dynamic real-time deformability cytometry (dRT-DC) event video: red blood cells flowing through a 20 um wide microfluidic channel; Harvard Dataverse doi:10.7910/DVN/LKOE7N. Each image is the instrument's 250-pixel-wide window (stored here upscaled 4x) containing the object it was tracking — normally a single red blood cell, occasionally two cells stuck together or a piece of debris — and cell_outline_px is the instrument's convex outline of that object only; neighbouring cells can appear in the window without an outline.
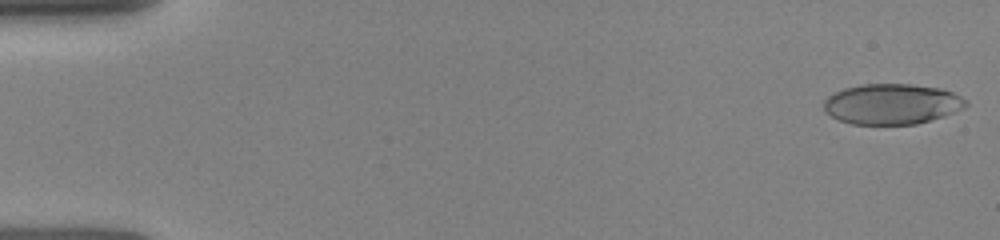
{"species": "human", "species_latin": "Homo sapiens", "temperature_condition": "room temperature", "stored_images_in_passage": 32, "camera_frame_rate_fps": 3000, "um_per_image_px": 0.085, "donor": {"sex": "female"}, "frame": {"image": 1, "passage_image": 1, "time_ms": 0.0, "image_size_px": [1000, 240], "cell_outline_px": [[968, 104], [964, 108], [944, 116], [916, 124], [852, 124], [840, 120], [824, 112], [824, 100], [828, 96], [844, 88], [860, 84], [912, 84], [940, 88], [952, 92], [968, 100]], "centroid_in_image_um": [75.82, 8.84], "position_along_channel_um": 9.2, "area_um2": 33.58}}
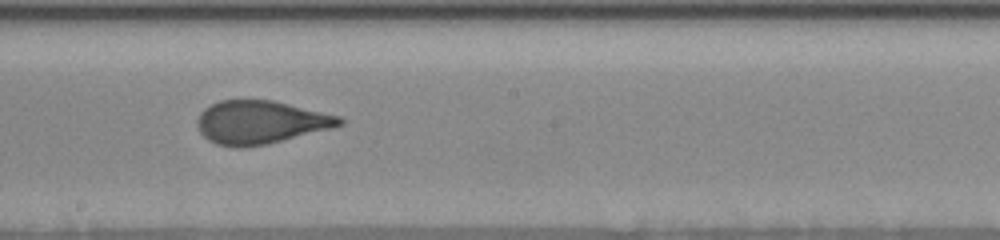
{"frame": {"image": 2, "passage_image": 17, "time_ms": 8.667, "image_size_px": [1000, 240], "cell_outline_px": [[344, 124], [332, 128], [268, 144], [240, 148], [232, 148], [216, 144], [208, 140], [200, 132], [196, 124], [196, 120], [200, 112], [204, 108], [220, 100], [272, 100], [340, 116], [344, 120]], "centroid_in_image_um": [22.11, 10.4], "position_along_channel_um": 226.1, "area_um2": 35.95}}
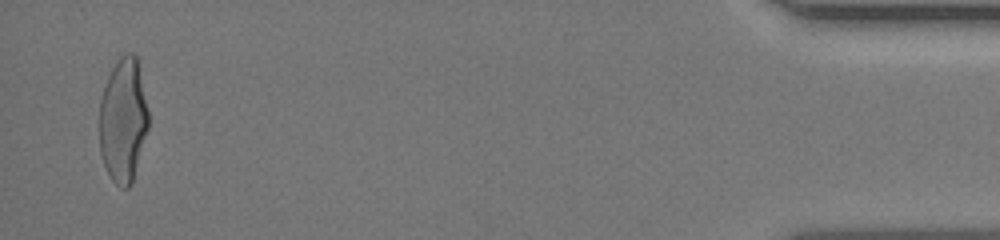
{"frame": {"image": 3, "passage_image": 32, "time_ms": 15.333, "image_size_px": [1000, 240], "cell_outline_px": [[148, 128], [132, 184], [128, 188], [120, 188], [112, 180], [104, 164], [100, 152], [100, 100], [108, 76], [116, 60], [124, 52], [132, 52], [136, 56], [148, 112]], "centroid_in_image_um": [10.46, 10.23], "position_along_channel_um": 424.7, "area_um2": 35.32}}